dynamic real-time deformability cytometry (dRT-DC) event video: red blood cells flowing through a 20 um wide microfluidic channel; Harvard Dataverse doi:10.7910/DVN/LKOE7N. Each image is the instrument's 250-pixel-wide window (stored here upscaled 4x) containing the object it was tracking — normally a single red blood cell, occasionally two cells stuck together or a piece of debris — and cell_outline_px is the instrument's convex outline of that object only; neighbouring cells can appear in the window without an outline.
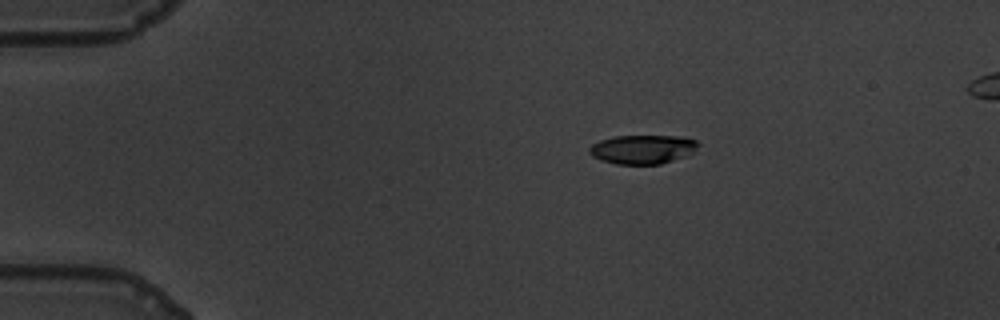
{"species": "common noctule bat (a hibernating species)", "species_latin": "Nyctalus noctula", "temperature_condition": "warm", "stored_images_in_passage": 49, "camera_frame_rate_fps": 3000, "um_per_image_px": 0.085, "animal": {"sex": "male", "body_mass_g": 19.5, "forearm_length_mm": 54.6}, "frame": {"image": 1, "passage_image": 1, "time_ms": 0.0, "image_size_px": [1000, 320], "cell_outline_px": [[700, 144], [692, 152], [684, 156], [660, 164], [616, 164], [600, 160], [592, 156], [588, 152], [588, 148], [592, 144], [600, 140], [616, 136], [684, 136], [696, 140]], "centroid_in_image_um": [54.6, 12.68], "position_along_channel_um": 30.4, "area_um2": 18.38}}
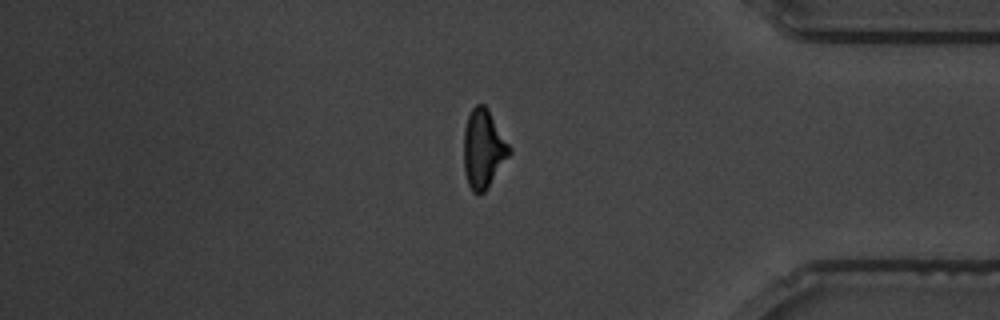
{"frame": {"image": 2, "passage_image": 40, "time_ms": 13.0, "image_size_px": [1000, 320], "cell_outline_px": [[512, 152], [488, 188], [484, 192], [472, 192], [468, 184], [464, 172], [464, 128], [468, 116], [472, 108], [476, 104], [484, 104], [488, 108], [512, 148]], "centroid_in_image_um": [41.1, 12.64], "position_along_channel_um": 394.1, "area_um2": 21.1}}
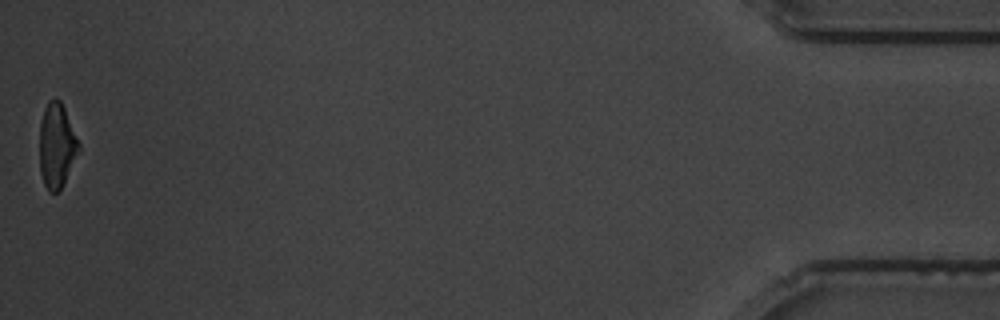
{"frame": {"image": 3, "passage_image": 49, "time_ms": 16.0, "image_size_px": [1000, 320], "cell_outline_px": [[80, 152], [60, 188], [56, 192], [48, 192], [44, 184], [40, 172], [40, 124], [44, 108], [48, 100], [60, 100], [64, 108], [80, 144]], "centroid_in_image_um": [4.82, 12.38], "position_along_channel_um": 430.4, "area_um2": 19.13}, "authors_computed_cell_mechanics": {"area_um2": 21.2126, "velocity_mm_per_s": 3.4583, "shape_relaxation_time_tau1_ms": 3.4643, "shape_relaxation_time_tau2_ms": 2.5571, "deformation_change_tau1": 0.1503, "deformation_change_tau2": 0.0986}}